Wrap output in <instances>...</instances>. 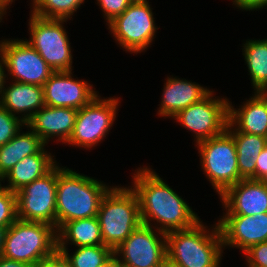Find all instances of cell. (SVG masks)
I'll list each match as a JSON object with an SVG mask.
<instances>
[{
  "label": "cell",
  "mask_w": 267,
  "mask_h": 267,
  "mask_svg": "<svg viewBox=\"0 0 267 267\" xmlns=\"http://www.w3.org/2000/svg\"><path fill=\"white\" fill-rule=\"evenodd\" d=\"M142 167L135 170L130 186L138 196L142 224L155 225V229L167 234L190 228L201 220L189 203L150 166Z\"/></svg>",
  "instance_id": "6da1fadb"
},
{
  "label": "cell",
  "mask_w": 267,
  "mask_h": 267,
  "mask_svg": "<svg viewBox=\"0 0 267 267\" xmlns=\"http://www.w3.org/2000/svg\"><path fill=\"white\" fill-rule=\"evenodd\" d=\"M59 166L56 192V231L66 222L95 217L112 187L93 177Z\"/></svg>",
  "instance_id": "7a4b0ae2"
},
{
  "label": "cell",
  "mask_w": 267,
  "mask_h": 267,
  "mask_svg": "<svg viewBox=\"0 0 267 267\" xmlns=\"http://www.w3.org/2000/svg\"><path fill=\"white\" fill-rule=\"evenodd\" d=\"M211 231L202 221L194 226L166 234L167 258L181 267H220L223 256L218 224Z\"/></svg>",
  "instance_id": "3957f363"
},
{
  "label": "cell",
  "mask_w": 267,
  "mask_h": 267,
  "mask_svg": "<svg viewBox=\"0 0 267 267\" xmlns=\"http://www.w3.org/2000/svg\"><path fill=\"white\" fill-rule=\"evenodd\" d=\"M97 218L104 245L114 251L141 224L136 192L130 186H112L101 200Z\"/></svg>",
  "instance_id": "277c9868"
},
{
  "label": "cell",
  "mask_w": 267,
  "mask_h": 267,
  "mask_svg": "<svg viewBox=\"0 0 267 267\" xmlns=\"http://www.w3.org/2000/svg\"><path fill=\"white\" fill-rule=\"evenodd\" d=\"M57 250V231L45 222L17 219L7 229L2 256L35 265Z\"/></svg>",
  "instance_id": "5b68a950"
},
{
  "label": "cell",
  "mask_w": 267,
  "mask_h": 267,
  "mask_svg": "<svg viewBox=\"0 0 267 267\" xmlns=\"http://www.w3.org/2000/svg\"><path fill=\"white\" fill-rule=\"evenodd\" d=\"M196 146L201 156L199 159L203 174L219 196L242 180L239 175L234 138L227 130L198 142Z\"/></svg>",
  "instance_id": "8992f818"
},
{
  "label": "cell",
  "mask_w": 267,
  "mask_h": 267,
  "mask_svg": "<svg viewBox=\"0 0 267 267\" xmlns=\"http://www.w3.org/2000/svg\"><path fill=\"white\" fill-rule=\"evenodd\" d=\"M68 20L48 19L30 14V39H25L56 71H72V47L64 28Z\"/></svg>",
  "instance_id": "52a82bcc"
},
{
  "label": "cell",
  "mask_w": 267,
  "mask_h": 267,
  "mask_svg": "<svg viewBox=\"0 0 267 267\" xmlns=\"http://www.w3.org/2000/svg\"><path fill=\"white\" fill-rule=\"evenodd\" d=\"M120 97L96 95L88 104L77 111L74 130L67 141L68 145L90 149L102 142L116 119Z\"/></svg>",
  "instance_id": "ba28073f"
},
{
  "label": "cell",
  "mask_w": 267,
  "mask_h": 267,
  "mask_svg": "<svg viewBox=\"0 0 267 267\" xmlns=\"http://www.w3.org/2000/svg\"><path fill=\"white\" fill-rule=\"evenodd\" d=\"M149 2L131 3L128 8L107 26L109 33L124 51L144 52L154 41L157 27Z\"/></svg>",
  "instance_id": "9c48e42d"
},
{
  "label": "cell",
  "mask_w": 267,
  "mask_h": 267,
  "mask_svg": "<svg viewBox=\"0 0 267 267\" xmlns=\"http://www.w3.org/2000/svg\"><path fill=\"white\" fill-rule=\"evenodd\" d=\"M58 165L16 192L17 219L45 222L56 229Z\"/></svg>",
  "instance_id": "30bf717a"
},
{
  "label": "cell",
  "mask_w": 267,
  "mask_h": 267,
  "mask_svg": "<svg viewBox=\"0 0 267 267\" xmlns=\"http://www.w3.org/2000/svg\"><path fill=\"white\" fill-rule=\"evenodd\" d=\"M211 91L197 103L179 111L174 117L176 122L192 131L197 144L222 134L228 125L229 99L215 97ZM215 97V98H214Z\"/></svg>",
  "instance_id": "8fae6325"
},
{
  "label": "cell",
  "mask_w": 267,
  "mask_h": 267,
  "mask_svg": "<svg viewBox=\"0 0 267 267\" xmlns=\"http://www.w3.org/2000/svg\"><path fill=\"white\" fill-rule=\"evenodd\" d=\"M114 253L126 267H160L167 257L166 234L141 223Z\"/></svg>",
  "instance_id": "7c38bea8"
},
{
  "label": "cell",
  "mask_w": 267,
  "mask_h": 267,
  "mask_svg": "<svg viewBox=\"0 0 267 267\" xmlns=\"http://www.w3.org/2000/svg\"><path fill=\"white\" fill-rule=\"evenodd\" d=\"M6 75L12 81L43 86L54 70L46 63L40 54L23 39H3L0 41Z\"/></svg>",
  "instance_id": "4fadbf2b"
},
{
  "label": "cell",
  "mask_w": 267,
  "mask_h": 267,
  "mask_svg": "<svg viewBox=\"0 0 267 267\" xmlns=\"http://www.w3.org/2000/svg\"><path fill=\"white\" fill-rule=\"evenodd\" d=\"M72 71H56L43 85L46 106L81 109L99 92L92 84L72 78Z\"/></svg>",
  "instance_id": "5bb4252c"
},
{
  "label": "cell",
  "mask_w": 267,
  "mask_h": 267,
  "mask_svg": "<svg viewBox=\"0 0 267 267\" xmlns=\"http://www.w3.org/2000/svg\"><path fill=\"white\" fill-rule=\"evenodd\" d=\"M222 217V218H221ZM217 224L222 236L223 249L249 247L267 241V213L254 216L223 215Z\"/></svg>",
  "instance_id": "9a60e30c"
},
{
  "label": "cell",
  "mask_w": 267,
  "mask_h": 267,
  "mask_svg": "<svg viewBox=\"0 0 267 267\" xmlns=\"http://www.w3.org/2000/svg\"><path fill=\"white\" fill-rule=\"evenodd\" d=\"M224 215L254 216L267 213V181L242 179L220 197Z\"/></svg>",
  "instance_id": "2e32d148"
},
{
  "label": "cell",
  "mask_w": 267,
  "mask_h": 267,
  "mask_svg": "<svg viewBox=\"0 0 267 267\" xmlns=\"http://www.w3.org/2000/svg\"><path fill=\"white\" fill-rule=\"evenodd\" d=\"M77 109L69 107L44 106L39 109L25 124L35 132L47 145L56 137L66 144L71 137L77 117ZM58 137V138H57Z\"/></svg>",
  "instance_id": "e0dca14e"
},
{
  "label": "cell",
  "mask_w": 267,
  "mask_h": 267,
  "mask_svg": "<svg viewBox=\"0 0 267 267\" xmlns=\"http://www.w3.org/2000/svg\"><path fill=\"white\" fill-rule=\"evenodd\" d=\"M163 87L157 115L164 118L174 117L179 111L199 102L211 92L209 88L196 82L173 76H167Z\"/></svg>",
  "instance_id": "ac0fdd59"
},
{
  "label": "cell",
  "mask_w": 267,
  "mask_h": 267,
  "mask_svg": "<svg viewBox=\"0 0 267 267\" xmlns=\"http://www.w3.org/2000/svg\"><path fill=\"white\" fill-rule=\"evenodd\" d=\"M230 102L227 131L267 137V97L263 92H254L238 109Z\"/></svg>",
  "instance_id": "d6986e66"
},
{
  "label": "cell",
  "mask_w": 267,
  "mask_h": 267,
  "mask_svg": "<svg viewBox=\"0 0 267 267\" xmlns=\"http://www.w3.org/2000/svg\"><path fill=\"white\" fill-rule=\"evenodd\" d=\"M4 85L0 106L26 123L39 109L45 106L43 86L11 81ZM23 113V114H22ZM21 116H20V115Z\"/></svg>",
  "instance_id": "ffe728a7"
},
{
  "label": "cell",
  "mask_w": 267,
  "mask_h": 267,
  "mask_svg": "<svg viewBox=\"0 0 267 267\" xmlns=\"http://www.w3.org/2000/svg\"><path fill=\"white\" fill-rule=\"evenodd\" d=\"M53 157L45 146L38 153L24 157L1 179V182H5V179L7 181V185L2 186L17 192L25 185L43 177L58 164Z\"/></svg>",
  "instance_id": "44dd1931"
},
{
  "label": "cell",
  "mask_w": 267,
  "mask_h": 267,
  "mask_svg": "<svg viewBox=\"0 0 267 267\" xmlns=\"http://www.w3.org/2000/svg\"><path fill=\"white\" fill-rule=\"evenodd\" d=\"M22 129L5 145L0 146V179H2L19 161L38 153L46 144L29 127Z\"/></svg>",
  "instance_id": "7402d4cb"
},
{
  "label": "cell",
  "mask_w": 267,
  "mask_h": 267,
  "mask_svg": "<svg viewBox=\"0 0 267 267\" xmlns=\"http://www.w3.org/2000/svg\"><path fill=\"white\" fill-rule=\"evenodd\" d=\"M104 245L97 216L66 222L57 231V248Z\"/></svg>",
  "instance_id": "603a6c76"
},
{
  "label": "cell",
  "mask_w": 267,
  "mask_h": 267,
  "mask_svg": "<svg viewBox=\"0 0 267 267\" xmlns=\"http://www.w3.org/2000/svg\"><path fill=\"white\" fill-rule=\"evenodd\" d=\"M237 150L239 175L242 179L256 180V157L267 145V137L240 131H228Z\"/></svg>",
  "instance_id": "cb8c5ba5"
},
{
  "label": "cell",
  "mask_w": 267,
  "mask_h": 267,
  "mask_svg": "<svg viewBox=\"0 0 267 267\" xmlns=\"http://www.w3.org/2000/svg\"><path fill=\"white\" fill-rule=\"evenodd\" d=\"M243 45L242 53L244 52L254 92H264L267 89V38L247 39Z\"/></svg>",
  "instance_id": "d4e9b609"
},
{
  "label": "cell",
  "mask_w": 267,
  "mask_h": 267,
  "mask_svg": "<svg viewBox=\"0 0 267 267\" xmlns=\"http://www.w3.org/2000/svg\"><path fill=\"white\" fill-rule=\"evenodd\" d=\"M71 255L68 248H57L65 256L69 267H97L104 263L114 251L105 245L76 247Z\"/></svg>",
  "instance_id": "484cf974"
},
{
  "label": "cell",
  "mask_w": 267,
  "mask_h": 267,
  "mask_svg": "<svg viewBox=\"0 0 267 267\" xmlns=\"http://www.w3.org/2000/svg\"><path fill=\"white\" fill-rule=\"evenodd\" d=\"M85 0H35L32 4V14L48 19L71 20L73 14L84 4Z\"/></svg>",
  "instance_id": "4316f807"
},
{
  "label": "cell",
  "mask_w": 267,
  "mask_h": 267,
  "mask_svg": "<svg viewBox=\"0 0 267 267\" xmlns=\"http://www.w3.org/2000/svg\"><path fill=\"white\" fill-rule=\"evenodd\" d=\"M17 220L16 192L0 185V227H9Z\"/></svg>",
  "instance_id": "83f0119b"
},
{
  "label": "cell",
  "mask_w": 267,
  "mask_h": 267,
  "mask_svg": "<svg viewBox=\"0 0 267 267\" xmlns=\"http://www.w3.org/2000/svg\"><path fill=\"white\" fill-rule=\"evenodd\" d=\"M25 126L21 118L0 106V146L9 142Z\"/></svg>",
  "instance_id": "f1b7e54d"
},
{
  "label": "cell",
  "mask_w": 267,
  "mask_h": 267,
  "mask_svg": "<svg viewBox=\"0 0 267 267\" xmlns=\"http://www.w3.org/2000/svg\"><path fill=\"white\" fill-rule=\"evenodd\" d=\"M98 6L104 13L103 17L106 19L108 25L117 16L121 15L131 4L130 0H96Z\"/></svg>",
  "instance_id": "f546056e"
},
{
  "label": "cell",
  "mask_w": 267,
  "mask_h": 267,
  "mask_svg": "<svg viewBox=\"0 0 267 267\" xmlns=\"http://www.w3.org/2000/svg\"><path fill=\"white\" fill-rule=\"evenodd\" d=\"M242 253L248 267H267V241L252 245Z\"/></svg>",
  "instance_id": "4dcf8cb0"
},
{
  "label": "cell",
  "mask_w": 267,
  "mask_h": 267,
  "mask_svg": "<svg viewBox=\"0 0 267 267\" xmlns=\"http://www.w3.org/2000/svg\"><path fill=\"white\" fill-rule=\"evenodd\" d=\"M33 267H69L62 252L56 250L49 257L40 259Z\"/></svg>",
  "instance_id": "1f68e13d"
},
{
  "label": "cell",
  "mask_w": 267,
  "mask_h": 267,
  "mask_svg": "<svg viewBox=\"0 0 267 267\" xmlns=\"http://www.w3.org/2000/svg\"><path fill=\"white\" fill-rule=\"evenodd\" d=\"M256 180L267 181V145L256 157Z\"/></svg>",
  "instance_id": "d6a6232c"
},
{
  "label": "cell",
  "mask_w": 267,
  "mask_h": 267,
  "mask_svg": "<svg viewBox=\"0 0 267 267\" xmlns=\"http://www.w3.org/2000/svg\"><path fill=\"white\" fill-rule=\"evenodd\" d=\"M233 4L242 11L261 10L267 7V0H232Z\"/></svg>",
  "instance_id": "836d02e7"
},
{
  "label": "cell",
  "mask_w": 267,
  "mask_h": 267,
  "mask_svg": "<svg viewBox=\"0 0 267 267\" xmlns=\"http://www.w3.org/2000/svg\"><path fill=\"white\" fill-rule=\"evenodd\" d=\"M0 267H33V265L0 256Z\"/></svg>",
  "instance_id": "e575fe53"
},
{
  "label": "cell",
  "mask_w": 267,
  "mask_h": 267,
  "mask_svg": "<svg viewBox=\"0 0 267 267\" xmlns=\"http://www.w3.org/2000/svg\"><path fill=\"white\" fill-rule=\"evenodd\" d=\"M6 71H5V61L2 50L0 48V97L3 91L4 85H6Z\"/></svg>",
  "instance_id": "d590c367"
},
{
  "label": "cell",
  "mask_w": 267,
  "mask_h": 267,
  "mask_svg": "<svg viewBox=\"0 0 267 267\" xmlns=\"http://www.w3.org/2000/svg\"><path fill=\"white\" fill-rule=\"evenodd\" d=\"M11 4L8 0H0V22L3 19V16L6 15V11L10 8Z\"/></svg>",
  "instance_id": "8d00e7d4"
},
{
  "label": "cell",
  "mask_w": 267,
  "mask_h": 267,
  "mask_svg": "<svg viewBox=\"0 0 267 267\" xmlns=\"http://www.w3.org/2000/svg\"><path fill=\"white\" fill-rule=\"evenodd\" d=\"M97 267H116V255L113 253L104 263Z\"/></svg>",
  "instance_id": "74e56055"
},
{
  "label": "cell",
  "mask_w": 267,
  "mask_h": 267,
  "mask_svg": "<svg viewBox=\"0 0 267 267\" xmlns=\"http://www.w3.org/2000/svg\"><path fill=\"white\" fill-rule=\"evenodd\" d=\"M8 227H0V256H2L5 235Z\"/></svg>",
  "instance_id": "f35d334b"
},
{
  "label": "cell",
  "mask_w": 267,
  "mask_h": 267,
  "mask_svg": "<svg viewBox=\"0 0 267 267\" xmlns=\"http://www.w3.org/2000/svg\"><path fill=\"white\" fill-rule=\"evenodd\" d=\"M160 267H181V266L166 257Z\"/></svg>",
  "instance_id": "ab89813d"
},
{
  "label": "cell",
  "mask_w": 267,
  "mask_h": 267,
  "mask_svg": "<svg viewBox=\"0 0 267 267\" xmlns=\"http://www.w3.org/2000/svg\"><path fill=\"white\" fill-rule=\"evenodd\" d=\"M131 3H142V2H149L147 0H130Z\"/></svg>",
  "instance_id": "60d3db41"
},
{
  "label": "cell",
  "mask_w": 267,
  "mask_h": 267,
  "mask_svg": "<svg viewBox=\"0 0 267 267\" xmlns=\"http://www.w3.org/2000/svg\"><path fill=\"white\" fill-rule=\"evenodd\" d=\"M116 267H126L118 262L117 256H116Z\"/></svg>",
  "instance_id": "b9f144b4"
},
{
  "label": "cell",
  "mask_w": 267,
  "mask_h": 267,
  "mask_svg": "<svg viewBox=\"0 0 267 267\" xmlns=\"http://www.w3.org/2000/svg\"><path fill=\"white\" fill-rule=\"evenodd\" d=\"M14 1H15V0H8V2H9L10 4H12ZM34 1H35V0H31V3L34 2Z\"/></svg>",
  "instance_id": "7bdbcfd3"
},
{
  "label": "cell",
  "mask_w": 267,
  "mask_h": 267,
  "mask_svg": "<svg viewBox=\"0 0 267 267\" xmlns=\"http://www.w3.org/2000/svg\"><path fill=\"white\" fill-rule=\"evenodd\" d=\"M263 94L267 97V89L263 92Z\"/></svg>",
  "instance_id": "ee69618b"
}]
</instances>
